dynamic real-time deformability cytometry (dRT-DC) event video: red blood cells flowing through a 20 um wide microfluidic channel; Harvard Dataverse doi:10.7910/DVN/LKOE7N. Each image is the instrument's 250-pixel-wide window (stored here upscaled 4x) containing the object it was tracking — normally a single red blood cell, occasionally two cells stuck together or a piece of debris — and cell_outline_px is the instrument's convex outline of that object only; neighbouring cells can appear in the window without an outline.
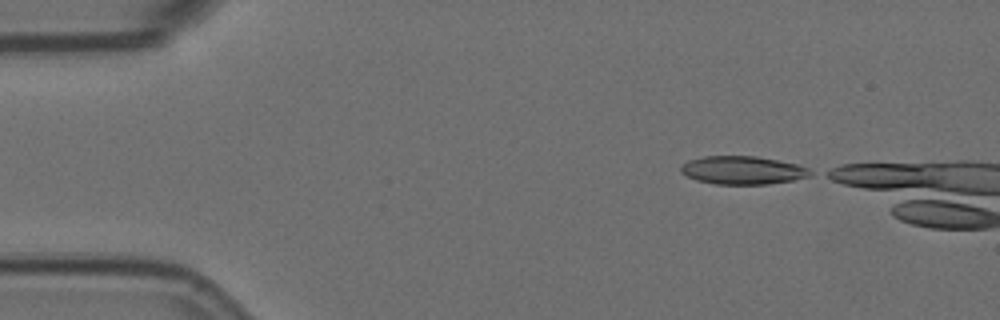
{"species": "Egyptian fruit bat (a non-hibernating species)", "species_latin": "Rousettus aegyptiacus", "temperature_condition": "room temperature", "stored_images_in_passage": 3, "camera_frame_rate_fps": 3000, "um_per_image_px": 0.085, "animal": {"sex": "female"}, "frame": {"image": 1, "passage_image": 1, "time_ms": 0.0, "image_size_px": [1000, 320], "cell_outline_px": [[816, 172], [812, 176], [792, 180], [768, 184], [716, 184], [696, 180], [680, 172], [680, 164], [688, 160], [704, 156], [756, 156], [796, 164], [808, 168]], "centroid_in_image_um": [63.13, 14.47], "position_along_channel_um": 21.9, "area_um2": 21.39}}